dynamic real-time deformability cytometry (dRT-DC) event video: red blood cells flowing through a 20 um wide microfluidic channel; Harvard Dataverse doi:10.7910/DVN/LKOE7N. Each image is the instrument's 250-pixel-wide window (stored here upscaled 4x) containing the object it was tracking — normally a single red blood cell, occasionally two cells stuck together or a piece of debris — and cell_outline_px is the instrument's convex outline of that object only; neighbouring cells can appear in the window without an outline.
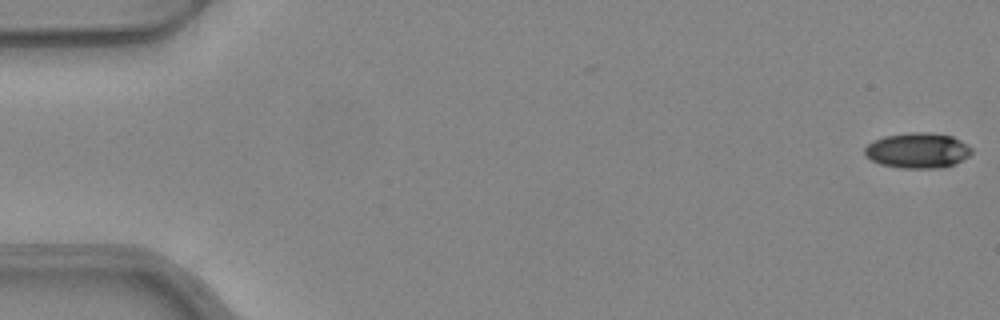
{"species": "common noctule bat (a hibernating species)", "species_latin": "Nyctalus noctula", "temperature_condition": "warm", "stored_images_in_passage": 52, "camera_frame_rate_fps": 3000, "um_per_image_px": 0.085, "animal": {"sex": "female", "body_mass_g": 24.6, "forearm_length_mm": 56.2}, "frame": {"image": 1, "passage_image": 1, "time_ms": 0.0, "image_size_px": [1000, 320], "cell_outline_px": [[972, 152], [968, 156], [956, 164], [944, 168], [900, 168], [880, 164], [864, 156], [864, 148], [872, 140], [884, 136], [912, 132], [928, 132], [952, 136], [960, 140], [972, 148]], "centroid_in_image_um": [77.98, 12.79], "position_along_channel_um": 7.0, "area_um2": 22.25}}
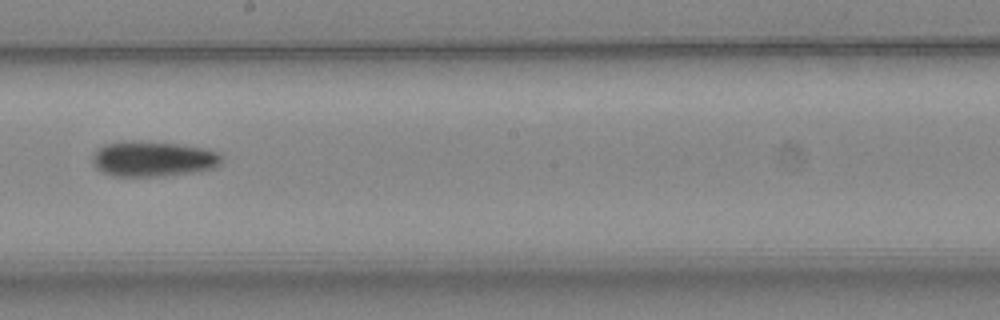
{"frame": {"image": 2, "passage_image": 30, "time_ms": 9.667, "image_size_px": [1000, 320], "cell_outline_px": [[224, 160], [216, 168], [196, 172], [164, 176], [112, 176], [96, 168], [92, 160], [92, 156], [104, 144], [132, 140], [140, 140], [176, 144], [208, 148], [220, 152]], "centroid_in_image_um": [13.08, 13.5], "position_along_channel_um": 235.1, "area_um2": 26.99}}
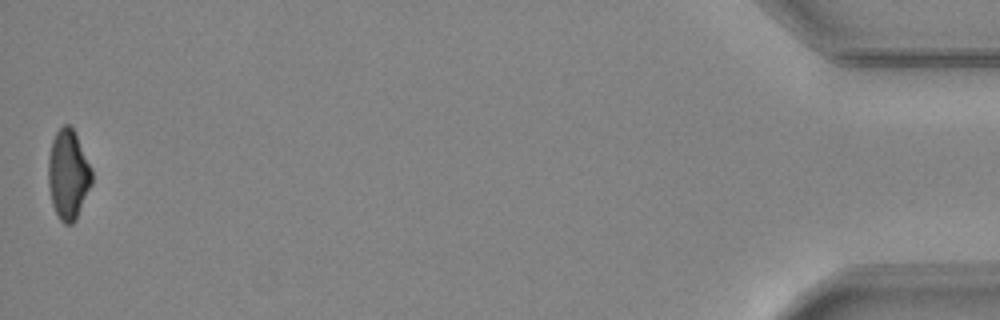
{"frame": {"image": 3, "passage_image": 52, "time_ms": 17.0, "image_size_px": [1000, 320], "cell_outline_px": [[92, 184], [76, 220], [72, 224], [64, 224], [60, 220], [52, 204], [48, 184], [48, 156], [52, 140], [56, 132], [64, 124], [68, 124], [76, 132], [92, 168]], "centroid_in_image_um": [5.81, 14.83], "position_along_channel_um": 429.4, "area_um2": 23.06}}